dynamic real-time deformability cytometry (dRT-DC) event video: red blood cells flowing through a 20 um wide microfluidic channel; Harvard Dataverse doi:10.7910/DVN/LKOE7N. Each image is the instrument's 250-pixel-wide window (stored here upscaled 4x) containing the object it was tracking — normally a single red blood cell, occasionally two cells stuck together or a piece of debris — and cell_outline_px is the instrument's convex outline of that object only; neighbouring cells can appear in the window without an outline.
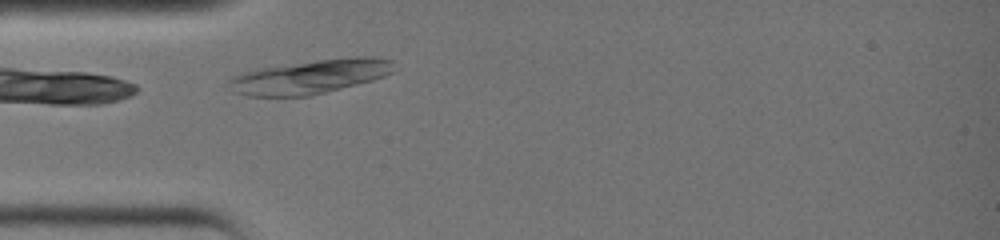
{"species": "common noctule bat (a hibernating species)", "species_latin": "Nyctalus noctula", "temperature_condition": "warm", "stored_images_in_passage": 22, "camera_frame_rate_fps": 3000, "um_per_image_px": 0.085, "animal": {"sex": "female", "body_mass_g": 19.0, "forearm_length_mm": 51.5}, "frame": {"image": 1, "passage_image": 1, "time_ms": 0.0, "image_size_px": [1000, 240], "cell_outline_px": [[392, 72], [384, 76], [372, 80], [308, 96], [248, 96], [232, 92], [228, 88], [228, 80], [232, 76], [244, 72], [260, 68], [320, 60], [352, 56], [380, 56], [392, 60]], "centroid_in_image_um": [26.34, 6.51], "position_along_channel_um": 58.7, "area_um2": 32.54}}
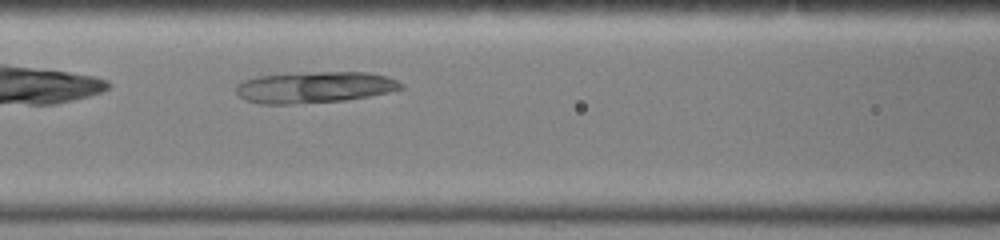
{"frame": {"image": 2, "passage_image": 6, "time_ms": 1.667, "image_size_px": [1000, 240], "cell_outline_px": [[404, 88], [388, 92], [368, 96], [344, 100], [292, 104], [260, 104], [244, 100], [236, 92], [236, 84], [244, 80], [260, 76], [316, 72], [368, 72], [388, 76], [404, 84]], "centroid_in_image_um": [26.75, 7.42], "position_along_channel_um": 139.9, "area_um2": 30.0}}
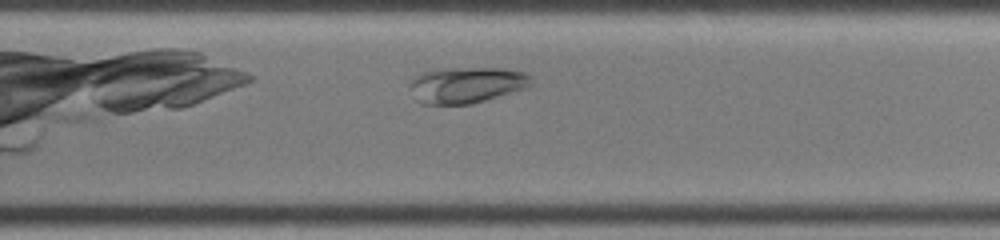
{"frame": {"image": 3, "passage_image": 15, "time_ms": 4.667, "image_size_px": [1000, 240], "cell_outline_px": [[532, 84], [528, 88], [472, 104], [420, 104], [416, 100], [408, 88], [408, 84], [416, 76], [424, 72], [440, 68], [504, 68], [524, 72], [532, 76]], "centroid_in_image_um": [39.66, 7.22], "position_along_channel_um": 290.1, "area_um2": 25.95}}